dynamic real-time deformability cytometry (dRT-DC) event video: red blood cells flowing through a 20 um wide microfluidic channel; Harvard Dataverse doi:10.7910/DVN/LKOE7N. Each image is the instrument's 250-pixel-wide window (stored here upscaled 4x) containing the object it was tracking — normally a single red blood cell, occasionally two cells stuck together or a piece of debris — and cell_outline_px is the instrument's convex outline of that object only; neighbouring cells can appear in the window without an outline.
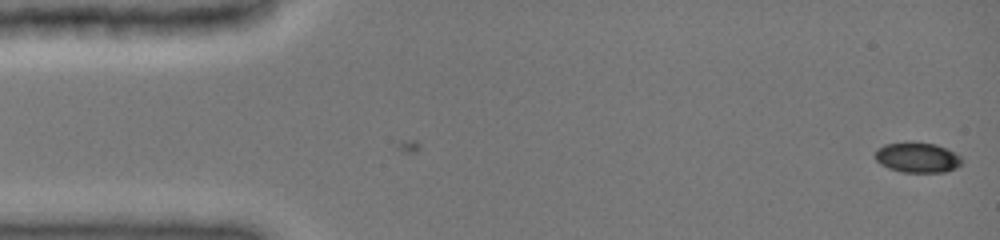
{"species": "common noctule bat (a hibernating species)", "species_latin": "Nyctalus noctula", "temperature_condition": "cold", "stored_images_in_passage": 3, "camera_frame_rate_fps": 3000, "um_per_image_px": 0.085, "animal": {"sex": "female", "body_mass_g": 19.0, "forearm_length_mm": 51.5}, "frame": {"image": 1, "passage_image": 3, "time_ms": 0.667, "image_size_px": [1000, 240], "cell_outline_px": [[964, 160], [956, 168], [944, 172], [900, 172], [888, 168], [880, 164], [876, 160], [876, 148], [884, 144], [912, 140], [936, 144], [960, 156]], "centroid_in_image_um": [77.94, 13.36], "position_along_channel_um": 7.1, "area_um2": 15.55}}